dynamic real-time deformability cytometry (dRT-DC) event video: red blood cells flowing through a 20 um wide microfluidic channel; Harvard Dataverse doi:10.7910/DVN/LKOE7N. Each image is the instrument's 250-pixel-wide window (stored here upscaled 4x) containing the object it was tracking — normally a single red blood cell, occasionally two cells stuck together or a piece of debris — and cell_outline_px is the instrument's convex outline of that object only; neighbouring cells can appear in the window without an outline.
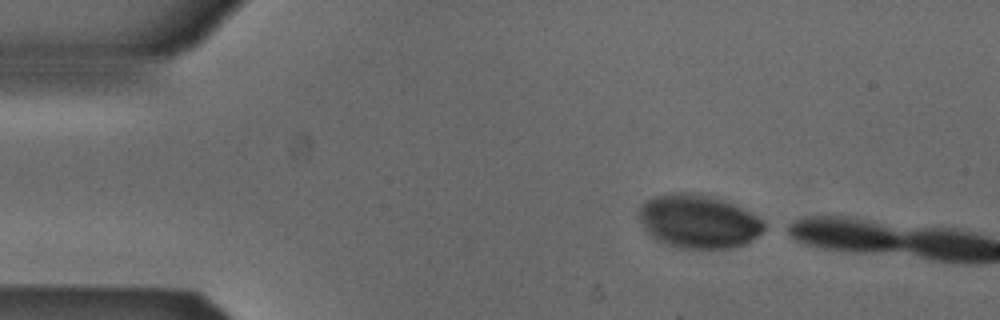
{"species": "Egyptian fruit bat (a non-hibernating species)", "species_latin": "Rousettus aegyptiacus", "temperature_condition": "cold", "stored_images_in_passage": 3, "camera_frame_rate_fps": 3000, "um_per_image_px": 0.085, "animal": {"sex": "male"}, "frame": {"image": 1, "passage_image": 1, "time_ms": 0.0, "image_size_px": [1000, 320], "cell_outline_px": [[764, 228], [752, 240], [736, 248], [676, 248], [656, 240], [648, 236], [636, 212], [640, 204], [644, 200], [656, 196], [672, 192], [692, 192], [720, 200], [732, 204], [764, 220]], "centroid_in_image_um": [59.28, 18.83], "position_along_channel_um": 25.7, "area_um2": 39.07}}